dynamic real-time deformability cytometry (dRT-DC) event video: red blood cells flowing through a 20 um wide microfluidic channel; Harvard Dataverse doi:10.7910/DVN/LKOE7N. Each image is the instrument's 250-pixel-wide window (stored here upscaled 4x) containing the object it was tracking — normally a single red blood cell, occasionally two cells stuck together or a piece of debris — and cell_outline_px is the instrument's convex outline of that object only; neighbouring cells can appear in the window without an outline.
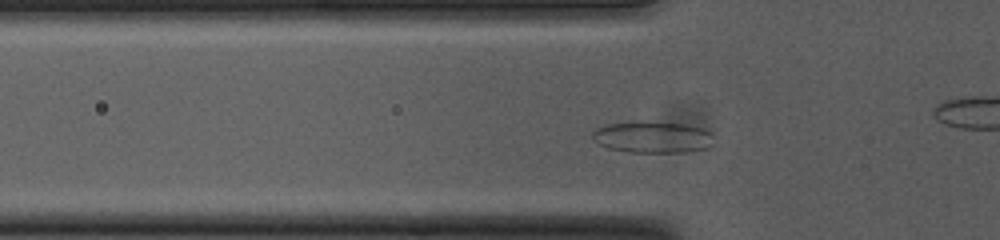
{"species": "common noctule bat (a hibernating species)", "species_latin": "Nyctalus noctula", "temperature_condition": "cold", "stored_images_in_passage": 44, "camera_frame_rate_fps": 3000, "um_per_image_px": 0.085, "animal": {"sex": "female", "body_mass_g": 23.0, "forearm_length_mm": 53.4}, "frame": {"image": 1, "passage_image": 13, "time_ms": 4.0, "image_size_px": [1000, 240], "cell_outline_px": [[712, 144], [708, 148], [684, 152], [628, 152], [608, 148], [592, 140], [592, 132], [596, 128], [608, 124], [636, 120], [684, 124], [704, 128], [712, 132]], "centroid_in_image_um": [55.46, 11.64], "position_along_channel_um": 70.3, "area_um2": 22.66}}
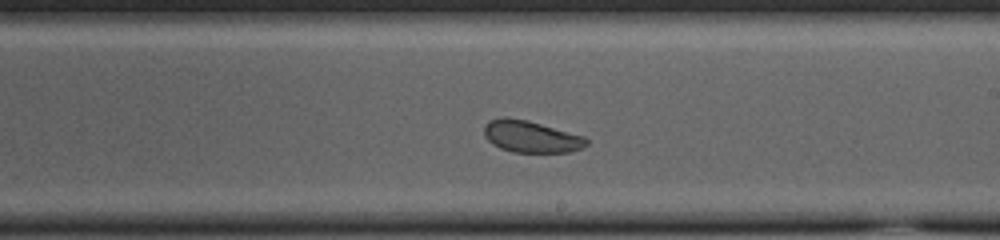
{"frame": {"image": 2, "passage_image": 27, "time_ms": 8.667, "image_size_px": [1000, 240], "cell_outline_px": [[588, 144], [584, 148], [568, 152], [512, 152], [500, 148], [492, 144], [484, 136], [484, 128], [492, 120], [504, 116], [528, 120], [584, 136], [588, 140]], "centroid_in_image_um": [45.16, 11.62], "position_along_channel_um": 243.8, "area_um2": 18.96}}
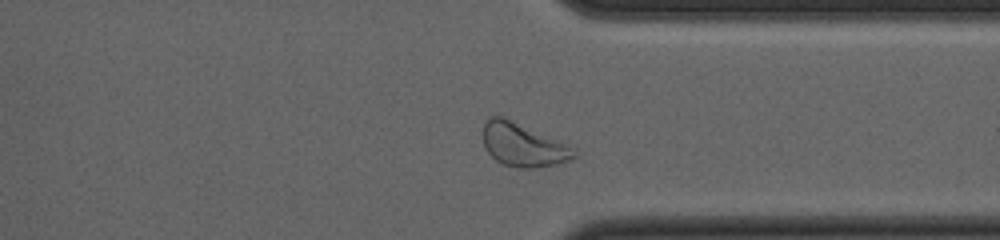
{"frame": {"image": 3, "passage_image": 37, "time_ms": 12.0, "image_size_px": [1000, 240], "cell_outline_px": [[576, 156], [572, 160], [556, 164], [536, 168], [516, 168], [504, 164], [496, 160], [484, 148], [484, 124], [488, 116], [504, 116], [564, 144], [576, 152]], "centroid_in_image_um": [44.41, 12.32], "position_along_channel_um": 367.0, "area_um2": 22.6}, "authors_computed_cell_mechanics": {"area_um2": 21.3282, "velocity_mm_per_s": 3.714, "shape_relaxation_time_tau1_ms": 3.1601, "shape_relaxation_time_tau2_ms": 5.3223, "deformation_change_tau1": 0.0519, "deformation_change_tau2": 0.1074}}